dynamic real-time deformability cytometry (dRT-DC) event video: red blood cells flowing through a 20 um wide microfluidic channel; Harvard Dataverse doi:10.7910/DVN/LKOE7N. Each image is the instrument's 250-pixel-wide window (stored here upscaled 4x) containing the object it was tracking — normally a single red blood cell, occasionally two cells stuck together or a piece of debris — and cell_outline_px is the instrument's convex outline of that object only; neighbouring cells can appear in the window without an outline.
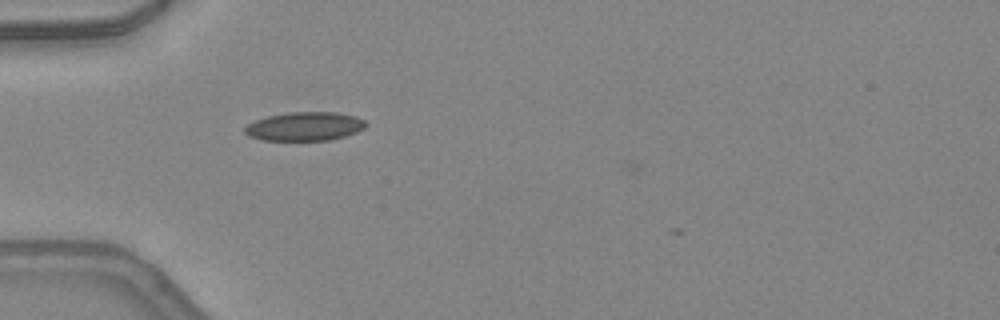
{"species": "common noctule bat (a hibernating species)", "species_latin": "Nyctalus noctula", "temperature_condition": "warm", "stored_images_in_passage": 2, "camera_frame_rate_fps": 3000, "um_per_image_px": 0.085, "animal": {"sex": "female", "body_mass_g": 24.6, "forearm_length_mm": 56.2}, "frame": {"image": 1, "passage_image": 1, "time_ms": 0.0, "image_size_px": [1000, 320], "cell_outline_px": [[368, 124], [364, 128], [356, 132], [344, 136], [328, 140], [260, 140], [248, 136], [244, 132], [244, 128], [248, 124], [256, 120], [268, 116], [288, 112], [336, 112], [356, 116], [364, 120]], "centroid_in_image_um": [25.89, 10.74], "position_along_channel_um": 59.1, "area_um2": 20.29}}